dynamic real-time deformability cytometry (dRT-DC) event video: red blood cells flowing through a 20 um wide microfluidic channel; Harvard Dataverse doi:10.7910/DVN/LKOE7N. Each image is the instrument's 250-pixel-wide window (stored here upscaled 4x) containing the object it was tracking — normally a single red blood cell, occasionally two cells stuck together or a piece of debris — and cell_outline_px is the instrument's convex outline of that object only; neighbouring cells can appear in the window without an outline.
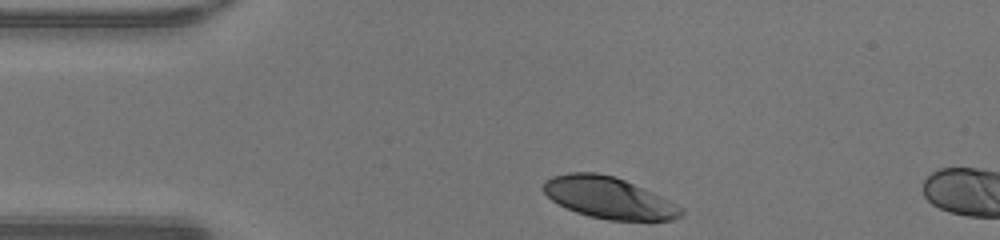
{"species": "human", "species_latin": "Homo sapiens", "temperature_condition": "warm", "stored_images_in_passage": 4, "camera_frame_rate_fps": 3000, "um_per_image_px": 0.085, "donor": {"sex": "male"}, "frame": {"image": 1, "passage_image": 1, "time_ms": 0.0, "image_size_px": [1000, 240], "cell_outline_px": [[684, 212], [680, 216], [672, 220], [608, 220], [588, 216], [576, 212], [552, 200], [544, 192], [544, 180], [552, 176], [568, 172], [596, 172], [616, 176], [652, 192], [684, 208]], "centroid_in_image_um": [51.74, 16.8], "position_along_channel_um": 33.3, "area_um2": 33.18}}